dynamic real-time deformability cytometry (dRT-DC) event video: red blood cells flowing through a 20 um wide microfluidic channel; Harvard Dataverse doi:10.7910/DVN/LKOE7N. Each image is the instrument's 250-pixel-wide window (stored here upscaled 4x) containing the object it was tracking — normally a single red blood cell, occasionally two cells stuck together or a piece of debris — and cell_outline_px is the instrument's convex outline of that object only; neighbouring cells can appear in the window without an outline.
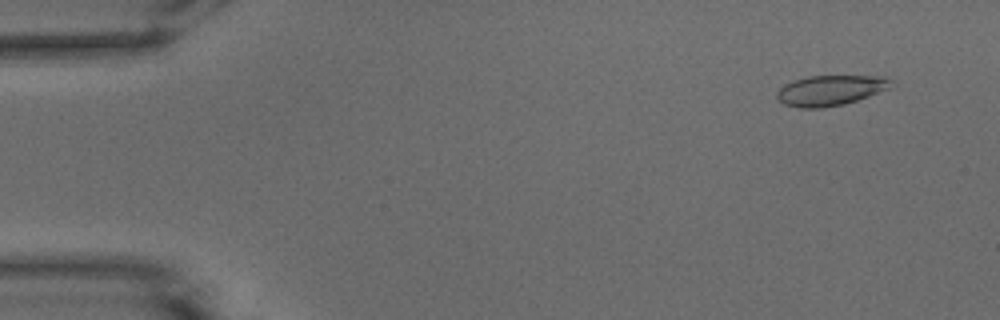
{"species": "common noctule bat (a hibernating species)", "species_latin": "Nyctalus noctula", "temperature_condition": "warm", "stored_images_in_passage": 52, "camera_frame_rate_fps": 3000, "um_per_image_px": 0.085, "animal": {"sex": "male", "body_mass_g": 15.6}, "frame": {"image": 1, "passage_image": 4, "time_ms": 1.0, "image_size_px": [1000, 320], "cell_outline_px": [[892, 80], [888, 88], [868, 96], [844, 104], [820, 108], [800, 108], [784, 104], [776, 96], [776, 92], [784, 84], [808, 76], [884, 76]], "centroid_in_image_um": [70.55, 7.68], "position_along_channel_um": 14.5, "area_um2": 19.88}}
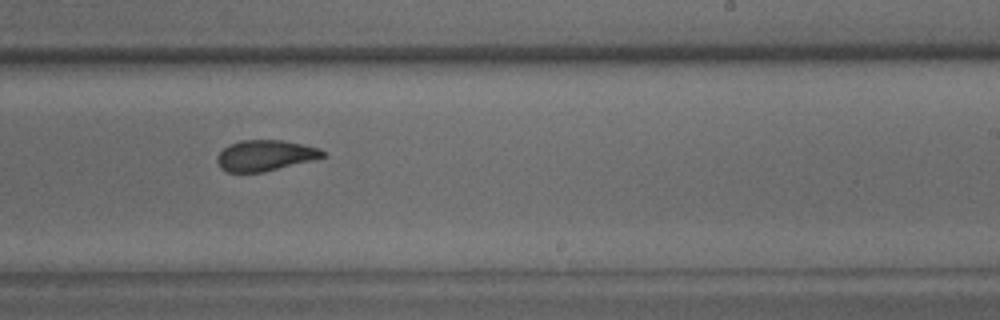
{"frame": {"image": 2, "passage_image": 32, "time_ms": 10.333, "image_size_px": [1000, 320], "cell_outline_px": [[328, 156], [264, 172], [228, 172], [220, 168], [216, 160], [216, 156], [228, 144], [240, 140], [280, 140], [320, 148]], "centroid_in_image_um": [22.51, 13.21], "position_along_channel_um": 266.5, "area_um2": 18.96}}
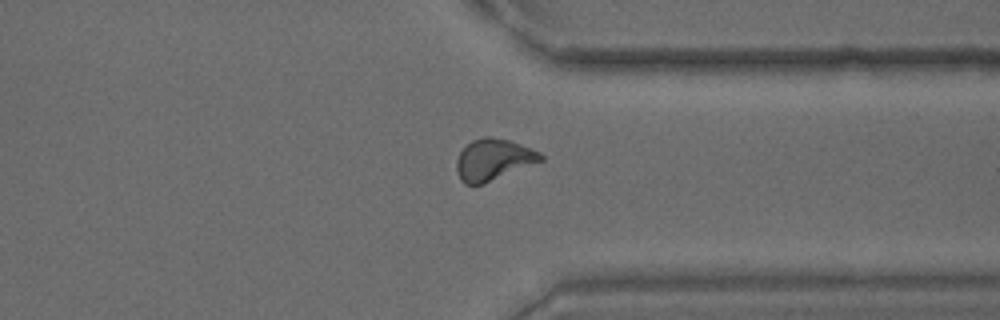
{"frame": {"image": 3, "passage_image": 40, "time_ms": 13.0, "image_size_px": [1000, 320], "cell_outline_px": [[544, 160], [484, 184], [464, 184], [460, 180], [456, 172], [456, 160], [460, 152], [472, 140], [484, 136], [492, 136], [508, 140], [520, 144], [540, 152], [544, 156]], "centroid_in_image_um": [41.93, 13.57], "position_along_channel_um": 369.5, "area_um2": 20.4}, "authors_computed_cell_mechanics": {"area_um2": 19.7965, "velocity_mm_per_s": 3.8981, "shape_relaxation_time_tau1_ms": 8.0003, "shape_relaxation_time_tau2_ms": 1.2474, "deformation_change_tau1": 0.1842, "deformation_change_tau2": 0.0627}}